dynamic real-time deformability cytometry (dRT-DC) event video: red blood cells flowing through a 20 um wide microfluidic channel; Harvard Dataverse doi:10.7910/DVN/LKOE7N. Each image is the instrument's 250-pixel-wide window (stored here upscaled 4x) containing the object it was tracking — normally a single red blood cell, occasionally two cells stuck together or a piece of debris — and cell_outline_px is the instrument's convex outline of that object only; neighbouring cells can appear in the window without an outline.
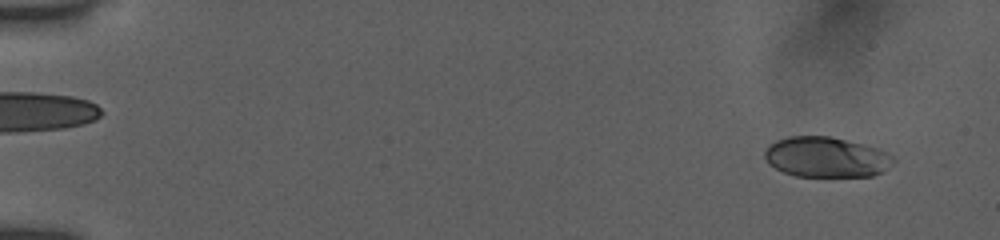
{"species": "human", "species_latin": "Homo sapiens", "temperature_condition": "room temperature", "stored_images_in_passage": 52, "camera_frame_rate_fps": 3000, "um_per_image_px": 0.085, "donor": {"sex": "female"}, "frame": {"image": 1, "passage_image": 3, "time_ms": 0.667, "image_size_px": [1000, 240], "cell_outline_px": [[896, 160], [884, 172], [872, 176], [796, 176], [784, 172], [768, 164], [764, 160], [764, 148], [768, 144], [776, 140], [788, 136], [828, 136], [880, 148], [888, 152]], "centroid_in_image_um": [70.22, 13.35], "position_along_channel_um": 14.8, "area_um2": 30.58}}
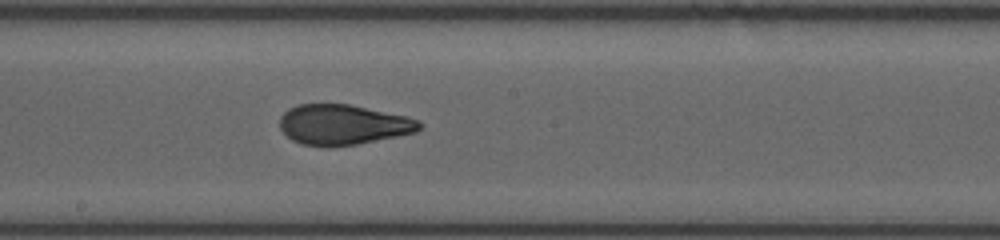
{"frame": {"image": 2, "passage_image": 30, "time_ms": 9.667, "image_size_px": [1000, 240], "cell_outline_px": [[424, 124], [416, 132], [356, 144], [328, 148], [300, 144], [292, 140], [280, 128], [280, 116], [288, 108], [296, 104], [348, 104], [408, 116], [420, 120]], "centroid_in_image_um": [29.15, 10.6], "position_along_channel_um": 219.1, "area_um2": 33.0}}
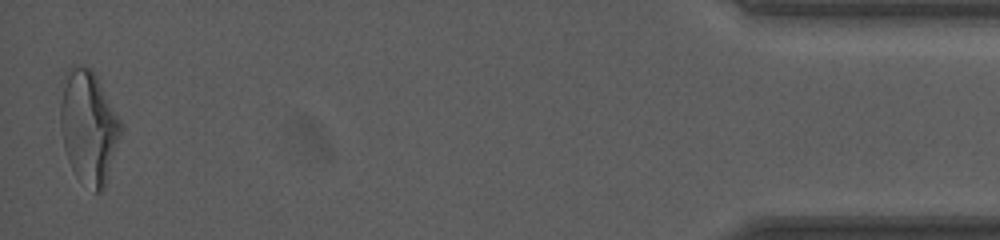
{"frame": {"image": 3, "passage_image": 52, "time_ms": 17.0, "image_size_px": [1000, 240], "cell_outline_px": [[124, 128], [104, 188], [100, 192], [92, 192], [76, 176], [68, 160], [64, 148], [60, 124], [60, 80], [68, 68], [72, 64], [92, 68], [120, 120]], "centroid_in_image_um": [7.51, 10.76], "position_along_channel_um": 427.7, "area_um2": 40.46}, "authors_computed_cell_mechanics": {"area_um2": 32.946, "velocity_mm_per_s": 3.9188, "shape_relaxation_time_tau1_ms": 4.8519, "shape_relaxation_time_tau2_ms": 1.0753, "deformation_change_tau1": 0.1996, "deformation_change_tau2": 0.0823}}